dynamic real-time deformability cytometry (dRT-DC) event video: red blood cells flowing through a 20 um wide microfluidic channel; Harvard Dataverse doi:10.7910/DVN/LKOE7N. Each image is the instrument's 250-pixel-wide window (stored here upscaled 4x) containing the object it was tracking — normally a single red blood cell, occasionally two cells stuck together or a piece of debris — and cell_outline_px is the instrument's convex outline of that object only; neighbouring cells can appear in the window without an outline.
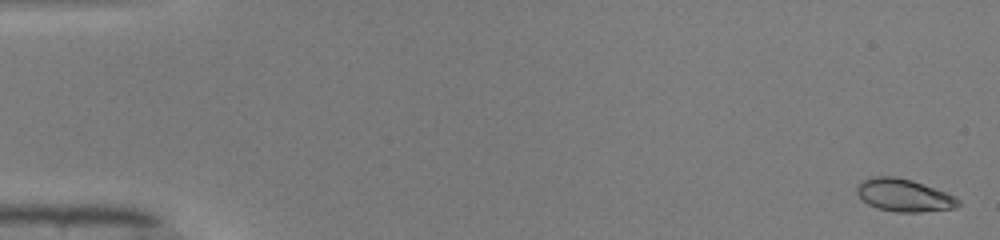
{"species": "common noctule bat (a hibernating species)", "species_latin": "Nyctalus noctula", "temperature_condition": "warm", "stored_images_in_passage": 51, "camera_frame_rate_fps": 3000, "um_per_image_px": 0.085, "animal": {"sex": "male", "body_mass_g": 19.0, "forearm_length_mm": 50.8}, "frame": {"image": 1, "passage_image": 2, "time_ms": 0.333, "image_size_px": [1000, 240], "cell_outline_px": [[960, 204], [956, 208], [920, 212], [896, 212], [876, 208], [860, 200], [856, 192], [856, 188], [860, 180], [872, 176], [896, 176], [912, 180], [944, 192], [960, 200]], "centroid_in_image_um": [76.76, 16.59], "position_along_channel_um": 8.2, "area_um2": 19.42}}
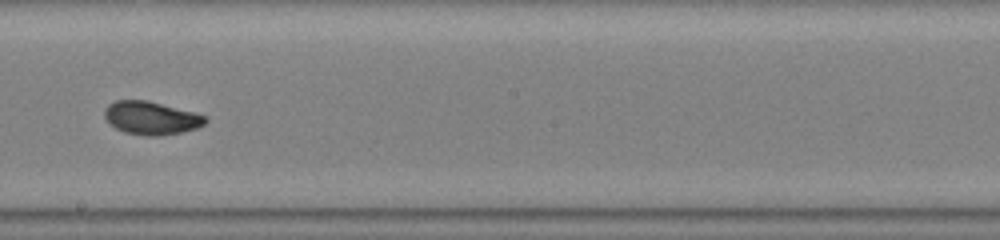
{"frame": {"image": 2, "passage_image": 30, "time_ms": 9.667, "image_size_px": [1000, 240], "cell_outline_px": [[208, 120], [204, 124], [196, 128], [180, 132], [156, 136], [148, 136], [124, 132], [108, 124], [104, 116], [104, 112], [108, 104], [116, 100], [144, 100], [196, 112], [208, 116]], "centroid_in_image_um": [12.85, 10.03], "position_along_channel_um": 235.4, "area_um2": 19.48}}
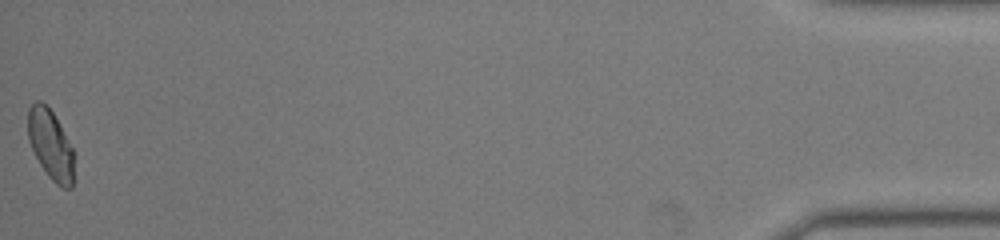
{"frame": {"image": 3, "passage_image": 51, "time_ms": 16.667, "image_size_px": [1000, 240], "cell_outline_px": [[76, 152], [72, 188], [60, 188], [48, 176], [40, 164], [28, 140], [28, 108], [36, 100], [40, 100], [52, 112]], "centroid_in_image_um": [4.34, 12.34], "position_along_channel_um": 430.9, "area_um2": 19.02}, "authors_computed_cell_mechanics": {"area_um2": 19.1318, "velocity_mm_per_s": 4.1018, "shape_relaxation_time_tau1_ms": 3.0164, "shape_relaxation_time_tau2_ms": null, "deformation_change_tau1": 0.1391, "deformation_change_tau2": null}}